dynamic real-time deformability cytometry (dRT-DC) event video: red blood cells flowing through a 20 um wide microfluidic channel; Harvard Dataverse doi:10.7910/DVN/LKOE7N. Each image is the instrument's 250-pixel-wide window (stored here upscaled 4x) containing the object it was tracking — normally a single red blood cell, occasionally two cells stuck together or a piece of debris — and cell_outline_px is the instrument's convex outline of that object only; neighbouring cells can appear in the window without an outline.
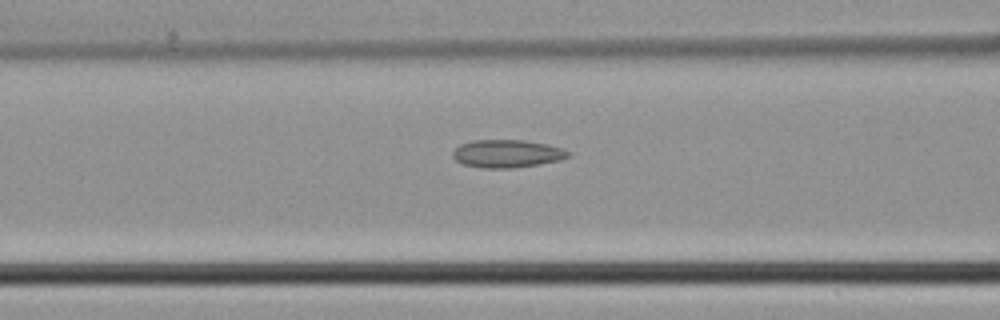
{"species": "common noctule bat (a hibernating species)", "species_latin": "Nyctalus noctula", "temperature_condition": "cold", "stored_images_in_passage": 13, "camera_frame_rate_fps": 3000, "um_per_image_px": 0.085, "animal": {"sex": "male", "body_mass_g": 21.5, "forearm_length_mm": 52.0}, "frame": {"image": 1, "passage_image": 11, "time_ms": 3.333, "image_size_px": [1000, 320], "cell_outline_px": [[572, 156], [560, 160], [540, 164], [512, 168], [480, 168], [464, 164], [456, 160], [452, 156], [452, 152], [460, 144], [472, 140], [524, 140], [548, 144], [560, 148], [568, 152]], "centroid_in_image_um": [43.09, 13.06], "position_along_channel_um": 123.5, "area_um2": 18.79}}